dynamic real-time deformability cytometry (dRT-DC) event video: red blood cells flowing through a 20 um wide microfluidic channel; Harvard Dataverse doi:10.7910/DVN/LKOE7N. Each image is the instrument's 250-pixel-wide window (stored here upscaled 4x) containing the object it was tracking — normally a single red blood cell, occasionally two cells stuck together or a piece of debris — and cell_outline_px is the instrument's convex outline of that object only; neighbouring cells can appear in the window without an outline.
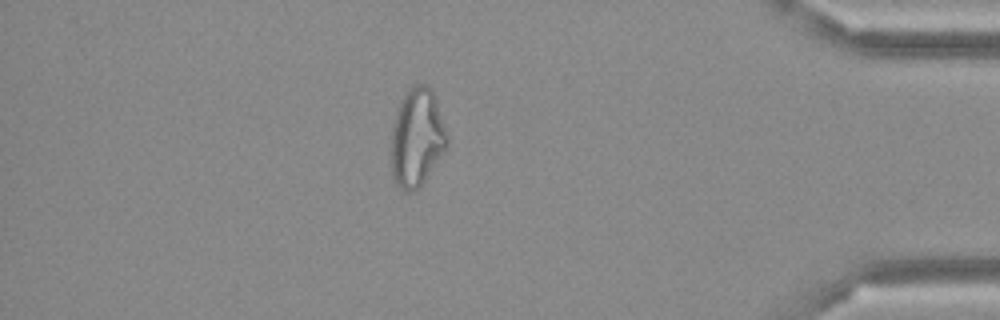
{"species": "Egyptian fruit bat (a non-hibernating species)", "species_latin": "Rousettus aegyptiacus", "temperature_condition": "cold", "stored_images_in_passage": 44, "camera_frame_rate_fps": 3000, "um_per_image_px": 0.085, "frame": {"image": 1, "passage_image": 38, "time_ms": 12.333, "image_size_px": [1000, 320], "cell_outline_px": [[448, 144], [416, 192], [404, 192], [396, 184], [392, 172], [392, 124], [400, 100], [416, 84], [424, 84], [432, 88], [436, 100], [448, 140]], "centroid_in_image_um": [35.42, 11.71], "position_along_channel_um": 399.8, "area_um2": 31.44}}